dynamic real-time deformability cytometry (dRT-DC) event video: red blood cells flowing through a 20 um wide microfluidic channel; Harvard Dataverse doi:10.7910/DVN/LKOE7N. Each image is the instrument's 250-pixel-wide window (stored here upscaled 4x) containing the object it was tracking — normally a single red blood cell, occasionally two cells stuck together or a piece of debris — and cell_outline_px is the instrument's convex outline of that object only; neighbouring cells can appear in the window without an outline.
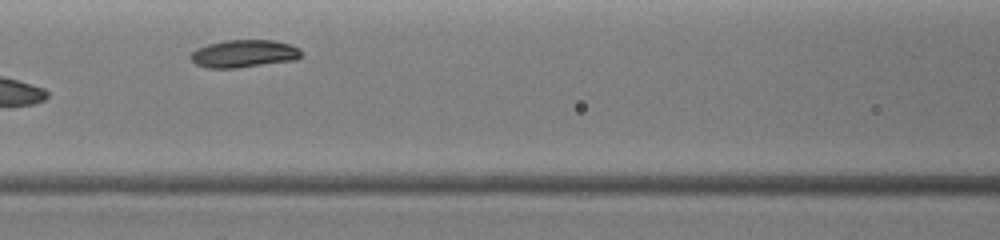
{"species": "common noctule bat (a hibernating species)", "species_latin": "Nyctalus noctula", "temperature_condition": "warm", "stored_images_in_passage": 14, "camera_frame_rate_fps": 3000, "um_per_image_px": 0.085, "animal": {"sex": "female", "body_mass_g": 19.0, "forearm_length_mm": 51.5}, "frame": {"image": 1, "passage_image": 5, "time_ms": 4.333, "image_size_px": [1000, 240], "cell_outline_px": [[300, 56], [296, 60], [236, 68], [208, 68], [196, 64], [188, 56], [196, 48], [208, 44], [224, 40], [272, 40], [288, 44], [300, 48]], "centroid_in_image_um": [20.7, 4.56], "position_along_channel_um": 145.9, "area_um2": 17.8}}
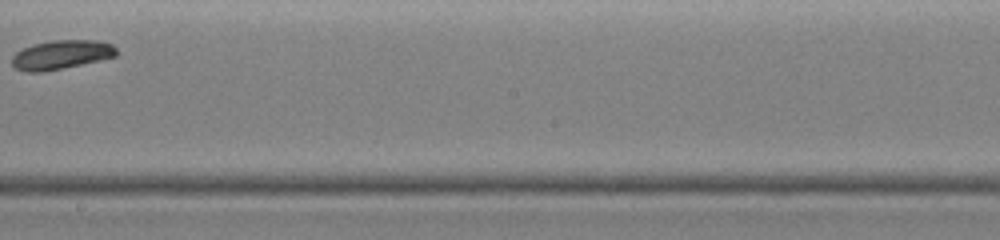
{"frame": {"image": 2, "passage_image": 7, "time_ms": 6.333, "image_size_px": [1000, 240], "cell_outline_px": [[116, 56], [100, 60], [40, 72], [28, 72], [16, 68], [12, 64], [12, 56], [16, 52], [32, 44], [52, 40], [96, 40], [112, 44], [116, 48]], "centroid_in_image_um": [5.2, 4.63], "position_along_channel_um": 243.0, "area_um2": 17.46}}
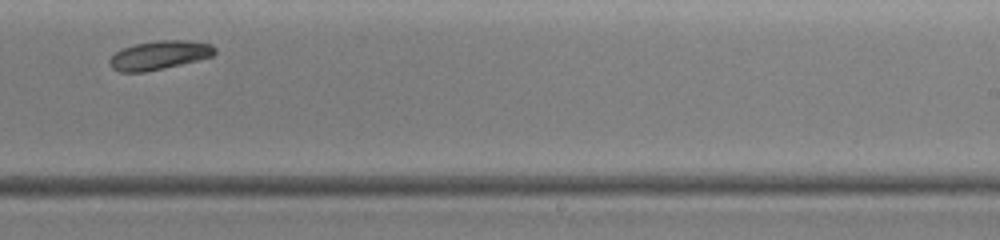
{"frame": {"image": 3, "passage_image": 8, "time_ms": 7.0, "image_size_px": [1000, 240], "cell_outline_px": [[216, 52], [212, 56], [200, 60], [164, 68], [144, 72], [120, 72], [112, 68], [108, 64], [108, 60], [116, 52], [124, 48], [136, 44], [156, 40], [188, 40], [212, 44], [216, 48]], "centroid_in_image_um": [13.56, 4.69], "position_along_channel_um": 275.4, "area_um2": 17.74}}